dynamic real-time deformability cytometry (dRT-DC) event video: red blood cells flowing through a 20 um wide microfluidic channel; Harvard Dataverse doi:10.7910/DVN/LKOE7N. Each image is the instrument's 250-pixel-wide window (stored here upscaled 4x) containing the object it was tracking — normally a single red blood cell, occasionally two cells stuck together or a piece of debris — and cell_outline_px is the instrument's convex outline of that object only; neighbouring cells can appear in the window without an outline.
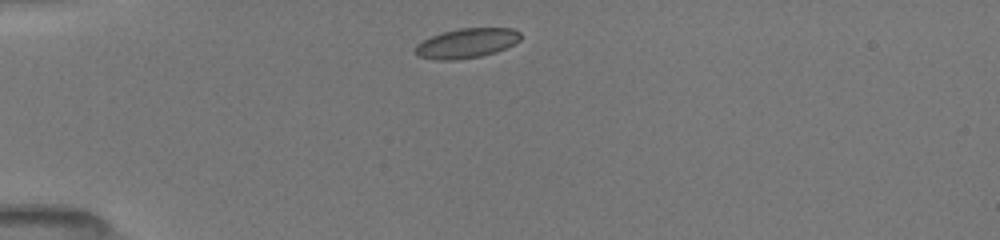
{"species": "common noctule bat (a hibernating species)", "species_latin": "Nyctalus noctula", "temperature_condition": "room temperature", "stored_images_in_passage": 5, "camera_frame_rate_fps": 3000, "um_per_image_px": 0.085, "animal": {"sex": "female", "body_mass_g": 19.5, "forearm_length_mm": 54.1}, "frame": {"image": 1, "passage_image": 1, "time_ms": 0.0, "image_size_px": [1000, 240], "cell_outline_px": [[520, 40], [496, 52], [480, 56], [456, 60], [436, 60], [416, 56], [416, 44], [432, 36], [444, 32], [460, 28], [512, 28], [520, 32]], "centroid_in_image_um": [39.65, 3.68], "position_along_channel_um": 45.3, "area_um2": 18.03}}
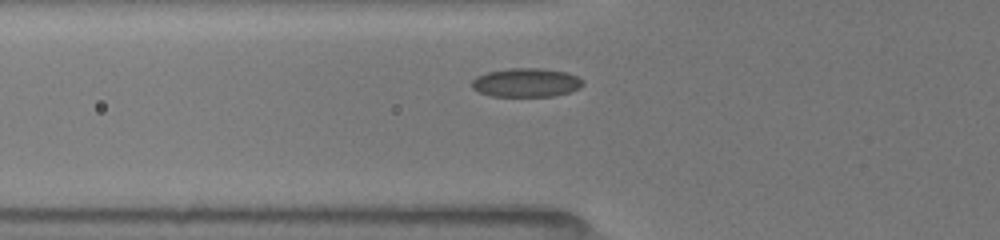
{"frame": {"image": 2, "passage_image": 4, "time_ms": 1.667, "image_size_px": [1000, 240], "cell_outline_px": [[584, 84], [580, 88], [568, 92], [552, 96], [488, 96], [472, 88], [472, 80], [476, 76], [488, 72], [508, 68], [540, 68], [568, 72], [584, 80]], "centroid_in_image_um": [44.73, 7.01], "position_along_channel_um": 81.1, "area_um2": 18.73}}